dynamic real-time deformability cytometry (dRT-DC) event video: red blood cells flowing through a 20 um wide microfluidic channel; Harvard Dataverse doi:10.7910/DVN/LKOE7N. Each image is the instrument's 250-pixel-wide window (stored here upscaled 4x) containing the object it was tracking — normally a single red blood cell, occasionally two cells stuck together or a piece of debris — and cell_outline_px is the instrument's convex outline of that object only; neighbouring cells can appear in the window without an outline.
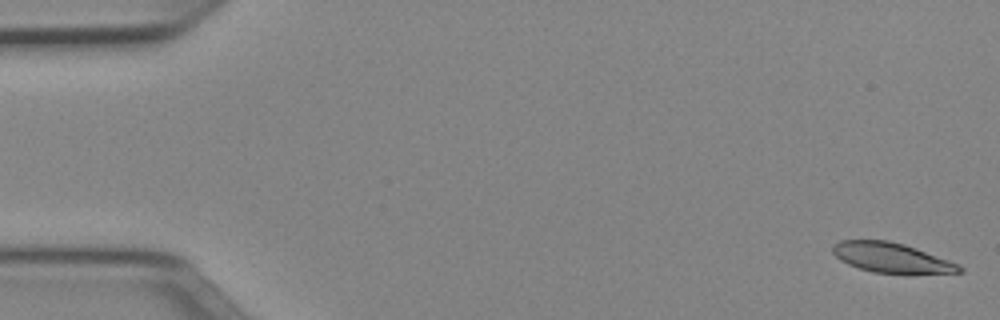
{"species": "Egyptian fruit bat (a non-hibernating species)", "species_latin": "Rousettus aegyptiacus", "temperature_condition": "cold", "stored_images_in_passage": 51, "camera_frame_rate_fps": 3000, "um_per_image_px": 0.085, "animal": {"sex": "female"}, "frame": {"image": 1, "passage_image": 1, "time_ms": 0.0, "image_size_px": [1000, 320], "cell_outline_px": [[964, 272], [912, 276], [908, 276], [872, 272], [848, 264], [840, 260], [832, 252], [832, 244], [840, 240], [888, 240], [904, 244], [916, 248], [960, 264], [964, 268]], "centroid_in_image_um": [75.86, 21.95], "position_along_channel_um": 9.1, "area_um2": 23.0}}
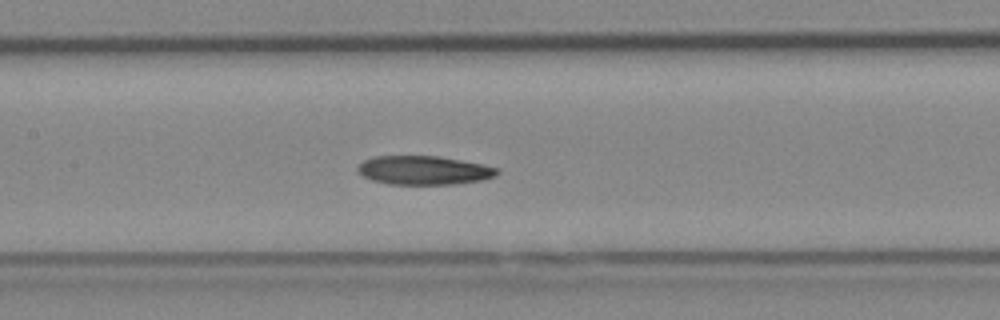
{"frame": {"image": 2, "passage_image": 24, "time_ms": 7.667, "image_size_px": [1000, 320], "cell_outline_px": [[500, 172], [496, 176], [480, 180], [452, 184], [388, 184], [372, 180], [356, 172], [356, 168], [364, 160], [376, 156], [440, 156], [484, 164], [496, 168]], "centroid_in_image_um": [36.02, 14.47], "position_along_channel_um": 171.4, "area_um2": 23.41}}
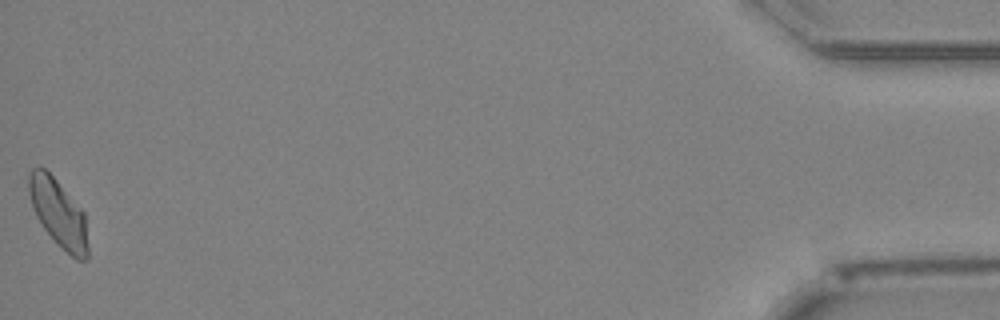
{"frame": {"image": 3, "passage_image": 51, "time_ms": 16.667, "image_size_px": [1000, 320], "cell_outline_px": [[88, 260], [76, 260], [44, 228], [36, 216], [28, 192], [28, 172], [32, 168], [44, 168], [56, 180], [84, 212], [88, 248]], "centroid_in_image_um": [4.96, 18.1], "position_along_channel_um": 430.2, "area_um2": 22.72}, "authors_computed_cell_mechanics": {"area_um2": 23.7558, "velocity_mm_per_s": 3.9363, "shape_relaxation_time_tau1_ms": 9.3797, "shape_relaxation_time_tau2_ms": null, "deformation_change_tau1": 0.185, "deformation_change_tau2": null}}